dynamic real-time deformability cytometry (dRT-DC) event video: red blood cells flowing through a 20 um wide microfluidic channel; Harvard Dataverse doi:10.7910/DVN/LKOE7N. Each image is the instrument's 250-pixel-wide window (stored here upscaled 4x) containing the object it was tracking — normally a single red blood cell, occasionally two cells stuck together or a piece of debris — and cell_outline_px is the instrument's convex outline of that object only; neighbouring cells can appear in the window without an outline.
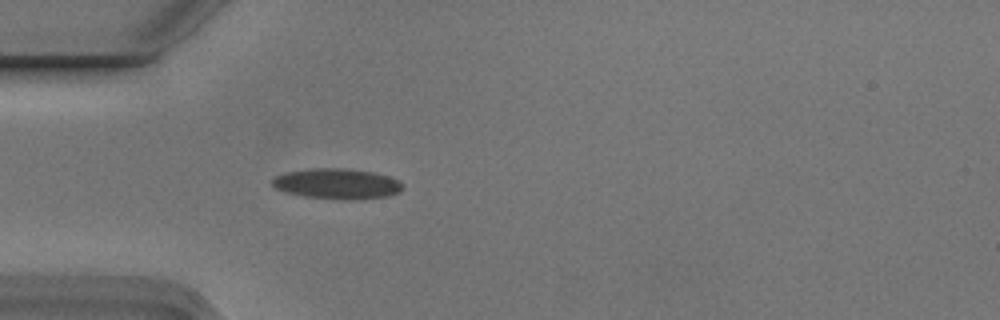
{"species": "Egyptian fruit bat (a non-hibernating species)", "species_latin": "Rousettus aegyptiacus", "temperature_condition": "cold", "stored_images_in_passage": 3, "camera_frame_rate_fps": 3000, "um_per_image_px": 0.085, "animal": {"sex": "male"}, "frame": {"image": 1, "passage_image": 3, "time_ms": 0.667, "image_size_px": [1000, 320], "cell_outline_px": [[404, 188], [400, 192], [388, 196], [348, 200], [344, 200], [304, 196], [284, 192], [276, 188], [272, 184], [272, 180], [276, 176], [288, 172], [312, 168], [348, 168], [372, 172], [388, 176], [400, 180], [404, 184]], "centroid_in_image_um": [28.7, 15.62], "position_along_channel_um": 56.3, "area_um2": 23.24}}